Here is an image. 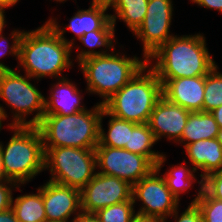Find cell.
I'll return each instance as SVG.
<instances>
[{"mask_svg":"<svg viewBox=\"0 0 222 222\" xmlns=\"http://www.w3.org/2000/svg\"><path fill=\"white\" fill-rule=\"evenodd\" d=\"M154 133L150 130L148 123H134L133 130L130 132L129 146L124 149L148 157L157 165L163 152H156L152 147L157 143Z\"/></svg>","mask_w":222,"mask_h":222,"instance_id":"cb8c5ba5","label":"cell"},{"mask_svg":"<svg viewBox=\"0 0 222 222\" xmlns=\"http://www.w3.org/2000/svg\"><path fill=\"white\" fill-rule=\"evenodd\" d=\"M190 111L180 105L169 102L163 96L156 103L148 122L157 141L166 137L173 143L181 140Z\"/></svg>","mask_w":222,"mask_h":222,"instance_id":"5bb4252c","label":"cell"},{"mask_svg":"<svg viewBox=\"0 0 222 222\" xmlns=\"http://www.w3.org/2000/svg\"><path fill=\"white\" fill-rule=\"evenodd\" d=\"M204 190L214 199L222 201V170L204 178Z\"/></svg>","mask_w":222,"mask_h":222,"instance_id":"f546056e","label":"cell"},{"mask_svg":"<svg viewBox=\"0 0 222 222\" xmlns=\"http://www.w3.org/2000/svg\"><path fill=\"white\" fill-rule=\"evenodd\" d=\"M219 126L210 112H190L181 140L177 144H192L198 140L217 138Z\"/></svg>","mask_w":222,"mask_h":222,"instance_id":"d6986e66","label":"cell"},{"mask_svg":"<svg viewBox=\"0 0 222 222\" xmlns=\"http://www.w3.org/2000/svg\"><path fill=\"white\" fill-rule=\"evenodd\" d=\"M0 222H19L12 208L0 212Z\"/></svg>","mask_w":222,"mask_h":222,"instance_id":"e575fe53","label":"cell"},{"mask_svg":"<svg viewBox=\"0 0 222 222\" xmlns=\"http://www.w3.org/2000/svg\"><path fill=\"white\" fill-rule=\"evenodd\" d=\"M111 117L108 121V131L103 129V118ZM133 130V122L118 118L110 114L104 107L99 122V144L97 146H109L112 148H124L129 146L130 132Z\"/></svg>","mask_w":222,"mask_h":222,"instance_id":"44dd1931","label":"cell"},{"mask_svg":"<svg viewBox=\"0 0 222 222\" xmlns=\"http://www.w3.org/2000/svg\"><path fill=\"white\" fill-rule=\"evenodd\" d=\"M54 1H56L57 3L58 2H60V3L62 2L63 3V2H66L67 0H54Z\"/></svg>","mask_w":222,"mask_h":222,"instance_id":"f6af8a7d","label":"cell"},{"mask_svg":"<svg viewBox=\"0 0 222 222\" xmlns=\"http://www.w3.org/2000/svg\"><path fill=\"white\" fill-rule=\"evenodd\" d=\"M24 31L14 29L11 31L10 38L12 42L9 43V40L4 37L5 35H0V58L4 57L5 54H10L13 57L15 56L19 60V51H20V42L23 36ZM12 70L9 66L5 65L4 62L0 61V71Z\"/></svg>","mask_w":222,"mask_h":222,"instance_id":"f1b7e54d","label":"cell"},{"mask_svg":"<svg viewBox=\"0 0 222 222\" xmlns=\"http://www.w3.org/2000/svg\"><path fill=\"white\" fill-rule=\"evenodd\" d=\"M94 150L97 168L101 170L98 173L120 178L132 186L156 168L148 157L124 148L96 146Z\"/></svg>","mask_w":222,"mask_h":222,"instance_id":"30bf717a","label":"cell"},{"mask_svg":"<svg viewBox=\"0 0 222 222\" xmlns=\"http://www.w3.org/2000/svg\"><path fill=\"white\" fill-rule=\"evenodd\" d=\"M159 80L162 83V95L169 102L190 112L203 111L205 76Z\"/></svg>","mask_w":222,"mask_h":222,"instance_id":"9a60e30c","label":"cell"},{"mask_svg":"<svg viewBox=\"0 0 222 222\" xmlns=\"http://www.w3.org/2000/svg\"><path fill=\"white\" fill-rule=\"evenodd\" d=\"M4 121H5L4 118L0 117V131L3 129V125L2 124H4L3 123Z\"/></svg>","mask_w":222,"mask_h":222,"instance_id":"ee69618b","label":"cell"},{"mask_svg":"<svg viewBox=\"0 0 222 222\" xmlns=\"http://www.w3.org/2000/svg\"><path fill=\"white\" fill-rule=\"evenodd\" d=\"M88 9H81L70 19L67 29L80 39L91 31L102 30L110 21V14L106 13L108 5L103 3H90Z\"/></svg>","mask_w":222,"mask_h":222,"instance_id":"ac0fdd59","label":"cell"},{"mask_svg":"<svg viewBox=\"0 0 222 222\" xmlns=\"http://www.w3.org/2000/svg\"><path fill=\"white\" fill-rule=\"evenodd\" d=\"M218 69L219 67L216 65L205 75L204 112H211L222 105V73Z\"/></svg>","mask_w":222,"mask_h":222,"instance_id":"4316f807","label":"cell"},{"mask_svg":"<svg viewBox=\"0 0 222 222\" xmlns=\"http://www.w3.org/2000/svg\"><path fill=\"white\" fill-rule=\"evenodd\" d=\"M56 19L50 18L41 27L24 31L21 38L18 65L38 81L46 76L64 78L62 72L74 65L71 53L76 38H65L66 28L60 27Z\"/></svg>","mask_w":222,"mask_h":222,"instance_id":"6da1fadb","label":"cell"},{"mask_svg":"<svg viewBox=\"0 0 222 222\" xmlns=\"http://www.w3.org/2000/svg\"><path fill=\"white\" fill-rule=\"evenodd\" d=\"M115 27L116 26L111 20L102 30L91 31L78 39L86 48L88 47L89 49L83 48L80 52H78L79 54L76 55L77 62L79 63L88 57L110 54L115 51L116 46H114V42H117L115 40ZM96 47L101 48L102 50H94ZM102 47H105V49L103 50Z\"/></svg>","mask_w":222,"mask_h":222,"instance_id":"ffe728a7","label":"cell"},{"mask_svg":"<svg viewBox=\"0 0 222 222\" xmlns=\"http://www.w3.org/2000/svg\"><path fill=\"white\" fill-rule=\"evenodd\" d=\"M206 45L203 33L175 35L147 58V65L158 79L205 76L216 66Z\"/></svg>","mask_w":222,"mask_h":222,"instance_id":"7a4b0ae2","label":"cell"},{"mask_svg":"<svg viewBox=\"0 0 222 222\" xmlns=\"http://www.w3.org/2000/svg\"><path fill=\"white\" fill-rule=\"evenodd\" d=\"M172 0H149L142 24L133 33L142 41L143 58H148L173 36L170 27L173 19Z\"/></svg>","mask_w":222,"mask_h":222,"instance_id":"8fae6325","label":"cell"},{"mask_svg":"<svg viewBox=\"0 0 222 222\" xmlns=\"http://www.w3.org/2000/svg\"><path fill=\"white\" fill-rule=\"evenodd\" d=\"M199 184L198 193L191 203H196L199 207L203 222H222V201L212 198L204 190V179L197 182Z\"/></svg>","mask_w":222,"mask_h":222,"instance_id":"484cf974","label":"cell"},{"mask_svg":"<svg viewBox=\"0 0 222 222\" xmlns=\"http://www.w3.org/2000/svg\"><path fill=\"white\" fill-rule=\"evenodd\" d=\"M37 193H28L12 199L11 208L19 222H47L42 196V186Z\"/></svg>","mask_w":222,"mask_h":222,"instance_id":"603a6c76","label":"cell"},{"mask_svg":"<svg viewBox=\"0 0 222 222\" xmlns=\"http://www.w3.org/2000/svg\"><path fill=\"white\" fill-rule=\"evenodd\" d=\"M112 2V0H92L91 3H103L106 5H109Z\"/></svg>","mask_w":222,"mask_h":222,"instance_id":"b9f144b4","label":"cell"},{"mask_svg":"<svg viewBox=\"0 0 222 222\" xmlns=\"http://www.w3.org/2000/svg\"><path fill=\"white\" fill-rule=\"evenodd\" d=\"M162 96V83L146 64L103 106L118 118L134 123H148L156 103Z\"/></svg>","mask_w":222,"mask_h":222,"instance_id":"8992f818","label":"cell"},{"mask_svg":"<svg viewBox=\"0 0 222 222\" xmlns=\"http://www.w3.org/2000/svg\"><path fill=\"white\" fill-rule=\"evenodd\" d=\"M47 222H71L81 212L80 190L47 181L42 185ZM69 220V221H68Z\"/></svg>","mask_w":222,"mask_h":222,"instance_id":"4fadbf2b","label":"cell"},{"mask_svg":"<svg viewBox=\"0 0 222 222\" xmlns=\"http://www.w3.org/2000/svg\"><path fill=\"white\" fill-rule=\"evenodd\" d=\"M70 220L71 222H100L94 213H84L82 211Z\"/></svg>","mask_w":222,"mask_h":222,"instance_id":"836d02e7","label":"cell"},{"mask_svg":"<svg viewBox=\"0 0 222 222\" xmlns=\"http://www.w3.org/2000/svg\"><path fill=\"white\" fill-rule=\"evenodd\" d=\"M132 222H167V219H161L156 217H144L140 215H136Z\"/></svg>","mask_w":222,"mask_h":222,"instance_id":"d590c367","label":"cell"},{"mask_svg":"<svg viewBox=\"0 0 222 222\" xmlns=\"http://www.w3.org/2000/svg\"><path fill=\"white\" fill-rule=\"evenodd\" d=\"M21 185H18L16 182L13 181H5L0 182V212L11 208L13 193L12 190L20 189ZM15 188V189H14Z\"/></svg>","mask_w":222,"mask_h":222,"instance_id":"1f68e13d","label":"cell"},{"mask_svg":"<svg viewBox=\"0 0 222 222\" xmlns=\"http://www.w3.org/2000/svg\"><path fill=\"white\" fill-rule=\"evenodd\" d=\"M81 211L96 213L132 199V185L120 178L96 173L80 191Z\"/></svg>","mask_w":222,"mask_h":222,"instance_id":"7c38bea8","label":"cell"},{"mask_svg":"<svg viewBox=\"0 0 222 222\" xmlns=\"http://www.w3.org/2000/svg\"><path fill=\"white\" fill-rule=\"evenodd\" d=\"M166 160V154H163L156 168L132 186L134 205L136 201L142 203V207L136 211L137 215L168 219L179 207L180 201L171 193L163 176H160Z\"/></svg>","mask_w":222,"mask_h":222,"instance_id":"9c48e42d","label":"cell"},{"mask_svg":"<svg viewBox=\"0 0 222 222\" xmlns=\"http://www.w3.org/2000/svg\"><path fill=\"white\" fill-rule=\"evenodd\" d=\"M103 107L97 102L91 109L66 116L44 115L37 125L42 134L44 148L95 149L99 144V122Z\"/></svg>","mask_w":222,"mask_h":222,"instance_id":"3957f363","label":"cell"},{"mask_svg":"<svg viewBox=\"0 0 222 222\" xmlns=\"http://www.w3.org/2000/svg\"><path fill=\"white\" fill-rule=\"evenodd\" d=\"M133 199L110 205L94 213L100 222H132L135 213Z\"/></svg>","mask_w":222,"mask_h":222,"instance_id":"83f0119b","label":"cell"},{"mask_svg":"<svg viewBox=\"0 0 222 222\" xmlns=\"http://www.w3.org/2000/svg\"><path fill=\"white\" fill-rule=\"evenodd\" d=\"M217 140L222 146V128H219L218 134H217Z\"/></svg>","mask_w":222,"mask_h":222,"instance_id":"7bdbcfd3","label":"cell"},{"mask_svg":"<svg viewBox=\"0 0 222 222\" xmlns=\"http://www.w3.org/2000/svg\"><path fill=\"white\" fill-rule=\"evenodd\" d=\"M149 0H112L108 7H112L115 14H110L114 25L120 19L125 23L132 34L142 24Z\"/></svg>","mask_w":222,"mask_h":222,"instance_id":"7402d4cb","label":"cell"},{"mask_svg":"<svg viewBox=\"0 0 222 222\" xmlns=\"http://www.w3.org/2000/svg\"><path fill=\"white\" fill-rule=\"evenodd\" d=\"M5 10L0 9V35L3 34V29L6 27Z\"/></svg>","mask_w":222,"mask_h":222,"instance_id":"ab89813d","label":"cell"},{"mask_svg":"<svg viewBox=\"0 0 222 222\" xmlns=\"http://www.w3.org/2000/svg\"><path fill=\"white\" fill-rule=\"evenodd\" d=\"M70 82L67 77L58 79L50 88V95L45 97L44 115L58 114L62 116L74 114L87 109L82 105V90Z\"/></svg>","mask_w":222,"mask_h":222,"instance_id":"2e32d148","label":"cell"},{"mask_svg":"<svg viewBox=\"0 0 222 222\" xmlns=\"http://www.w3.org/2000/svg\"><path fill=\"white\" fill-rule=\"evenodd\" d=\"M10 181L5 173L4 166H3V159H2V153L0 148V182Z\"/></svg>","mask_w":222,"mask_h":222,"instance_id":"f35d334b","label":"cell"},{"mask_svg":"<svg viewBox=\"0 0 222 222\" xmlns=\"http://www.w3.org/2000/svg\"><path fill=\"white\" fill-rule=\"evenodd\" d=\"M2 104H0V117H3L4 120L7 119L8 115H7V111L6 109H4L3 106H1Z\"/></svg>","mask_w":222,"mask_h":222,"instance_id":"60d3db41","label":"cell"},{"mask_svg":"<svg viewBox=\"0 0 222 222\" xmlns=\"http://www.w3.org/2000/svg\"><path fill=\"white\" fill-rule=\"evenodd\" d=\"M184 148L192 168L195 171L200 169L201 178L222 170V146L217 138L198 140Z\"/></svg>","mask_w":222,"mask_h":222,"instance_id":"e0dca14e","label":"cell"},{"mask_svg":"<svg viewBox=\"0 0 222 222\" xmlns=\"http://www.w3.org/2000/svg\"><path fill=\"white\" fill-rule=\"evenodd\" d=\"M13 135L0 142L3 166L9 180L25 185L44 171V144L37 126H9Z\"/></svg>","mask_w":222,"mask_h":222,"instance_id":"5b68a950","label":"cell"},{"mask_svg":"<svg viewBox=\"0 0 222 222\" xmlns=\"http://www.w3.org/2000/svg\"><path fill=\"white\" fill-rule=\"evenodd\" d=\"M113 51L88 57L78 63L86 80V92L103 98L102 105L128 83L146 64L147 59L128 57Z\"/></svg>","mask_w":222,"mask_h":222,"instance_id":"277c9868","label":"cell"},{"mask_svg":"<svg viewBox=\"0 0 222 222\" xmlns=\"http://www.w3.org/2000/svg\"><path fill=\"white\" fill-rule=\"evenodd\" d=\"M30 76L12 70L0 71V99L11 107L12 122L7 126H37L45 112V97ZM34 112L36 113L34 115ZM34 115L26 120L27 116Z\"/></svg>","mask_w":222,"mask_h":222,"instance_id":"52a82bcc","label":"cell"},{"mask_svg":"<svg viewBox=\"0 0 222 222\" xmlns=\"http://www.w3.org/2000/svg\"><path fill=\"white\" fill-rule=\"evenodd\" d=\"M19 2V0H0V9L5 10V8L13 7Z\"/></svg>","mask_w":222,"mask_h":222,"instance_id":"74e56055","label":"cell"},{"mask_svg":"<svg viewBox=\"0 0 222 222\" xmlns=\"http://www.w3.org/2000/svg\"><path fill=\"white\" fill-rule=\"evenodd\" d=\"M196 3L200 7H205L207 9H214L222 13V0H190Z\"/></svg>","mask_w":222,"mask_h":222,"instance_id":"d6a6232c","label":"cell"},{"mask_svg":"<svg viewBox=\"0 0 222 222\" xmlns=\"http://www.w3.org/2000/svg\"><path fill=\"white\" fill-rule=\"evenodd\" d=\"M185 163L171 166L167 172H165L163 178L166 181L167 187L171 193L180 201V194L189 191L191 186L197 180L195 176V170L192 167H186Z\"/></svg>","mask_w":222,"mask_h":222,"instance_id":"d4e9b609","label":"cell"},{"mask_svg":"<svg viewBox=\"0 0 222 222\" xmlns=\"http://www.w3.org/2000/svg\"><path fill=\"white\" fill-rule=\"evenodd\" d=\"M44 170L49 181L82 190L97 173L94 149L75 147L44 148Z\"/></svg>","mask_w":222,"mask_h":222,"instance_id":"ba28073f","label":"cell"},{"mask_svg":"<svg viewBox=\"0 0 222 222\" xmlns=\"http://www.w3.org/2000/svg\"><path fill=\"white\" fill-rule=\"evenodd\" d=\"M210 113L215 118L219 128H222V105L213 109Z\"/></svg>","mask_w":222,"mask_h":222,"instance_id":"8d00e7d4","label":"cell"},{"mask_svg":"<svg viewBox=\"0 0 222 222\" xmlns=\"http://www.w3.org/2000/svg\"><path fill=\"white\" fill-rule=\"evenodd\" d=\"M179 207L169 216L173 217L175 222H203L202 213L196 203H190L187 209L180 215Z\"/></svg>","mask_w":222,"mask_h":222,"instance_id":"4dcf8cb0","label":"cell"}]
</instances>
